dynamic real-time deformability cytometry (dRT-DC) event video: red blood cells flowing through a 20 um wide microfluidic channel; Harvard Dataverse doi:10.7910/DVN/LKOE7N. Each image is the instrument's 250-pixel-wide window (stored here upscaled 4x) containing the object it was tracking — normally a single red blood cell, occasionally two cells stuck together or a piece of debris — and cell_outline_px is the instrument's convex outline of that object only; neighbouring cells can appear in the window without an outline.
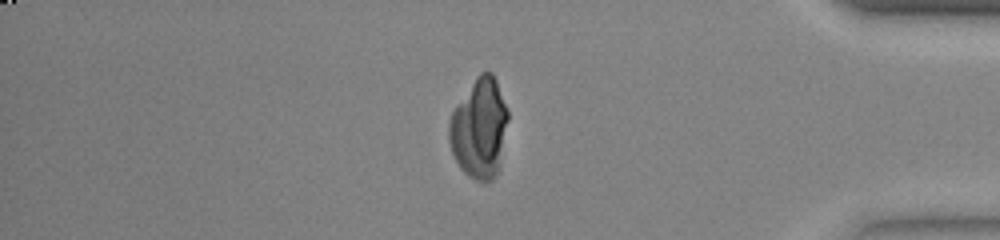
{"species": "common noctule bat (a hibernating species)", "species_latin": "Nyctalus noctula", "temperature_condition": "warm", "stored_images_in_passage": 53, "camera_frame_rate_fps": 3000, "um_per_image_px": 0.085, "animal": {"sex": "female", "body_mass_g": 23.0, "forearm_length_mm": 53.4}, "frame": {"image": 1, "passage_image": 45, "time_ms": 14.667, "image_size_px": [1000, 240], "cell_outline_px": [[508, 120], [496, 176], [492, 180], [476, 180], [468, 176], [460, 168], [452, 152], [448, 140], [448, 120], [452, 112], [476, 76], [480, 72], [492, 72], [496, 80], [508, 112]], "centroid_in_image_um": [40.72, 10.9], "position_along_channel_um": 394.5, "area_um2": 33.93}}